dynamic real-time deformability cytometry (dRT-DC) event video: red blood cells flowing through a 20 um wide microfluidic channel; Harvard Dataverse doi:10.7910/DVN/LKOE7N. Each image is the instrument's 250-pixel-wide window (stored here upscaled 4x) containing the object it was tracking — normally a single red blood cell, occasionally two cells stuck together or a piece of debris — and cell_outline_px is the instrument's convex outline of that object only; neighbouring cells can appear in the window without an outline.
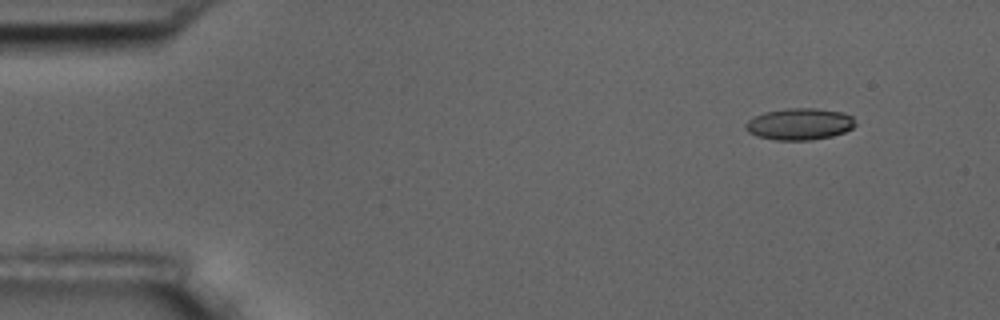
{"species": "common noctule bat (a hibernating species)", "species_latin": "Nyctalus noctula", "temperature_condition": "room temperature", "stored_images_in_passage": 2, "camera_frame_rate_fps": 3000, "um_per_image_px": 0.085, "animal": {"sex": "male", "body_mass_g": 17.5, "forearm_length_mm": 52.3}, "frame": {"image": 1, "passage_image": 2, "time_ms": 2.0, "image_size_px": [1000, 320], "cell_outline_px": [[856, 124], [852, 128], [844, 132], [832, 136], [812, 140], [776, 140], [756, 136], [748, 132], [744, 128], [744, 124], [748, 120], [764, 112], [788, 108], [816, 108], [844, 112], [852, 116]], "centroid_in_image_um": [67.96, 10.54], "position_along_channel_um": 17.0, "area_um2": 20.4}}